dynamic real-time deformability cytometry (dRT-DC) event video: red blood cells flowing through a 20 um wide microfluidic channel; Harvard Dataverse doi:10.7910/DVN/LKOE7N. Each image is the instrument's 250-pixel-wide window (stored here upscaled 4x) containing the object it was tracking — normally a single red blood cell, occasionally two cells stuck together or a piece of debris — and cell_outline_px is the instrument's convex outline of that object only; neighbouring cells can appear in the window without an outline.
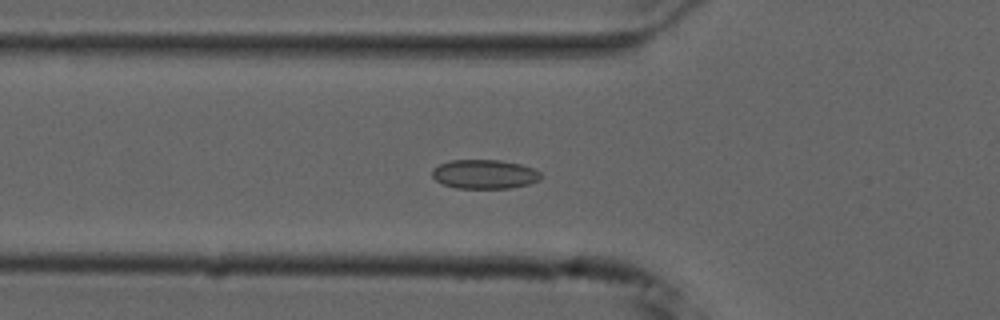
{"species": "common noctule bat (a hibernating species)", "species_latin": "Nyctalus noctula", "temperature_condition": "cold", "stored_images_in_passage": 55, "camera_frame_rate_fps": 3000, "um_per_image_px": 0.085, "animal": {"sex": "male", "forearm_length_mm": 52.5}, "frame": {"image": 1, "passage_image": 18, "time_ms": 5.667, "image_size_px": [1000, 320], "cell_outline_px": [[544, 176], [540, 180], [528, 184], [508, 188], [456, 188], [444, 184], [436, 180], [432, 176], [432, 168], [440, 164], [452, 160], [500, 160], [520, 164], [532, 168], [540, 172]], "centroid_in_image_um": [41.2, 14.8], "position_along_channel_um": 84.6, "area_um2": 18.44}}
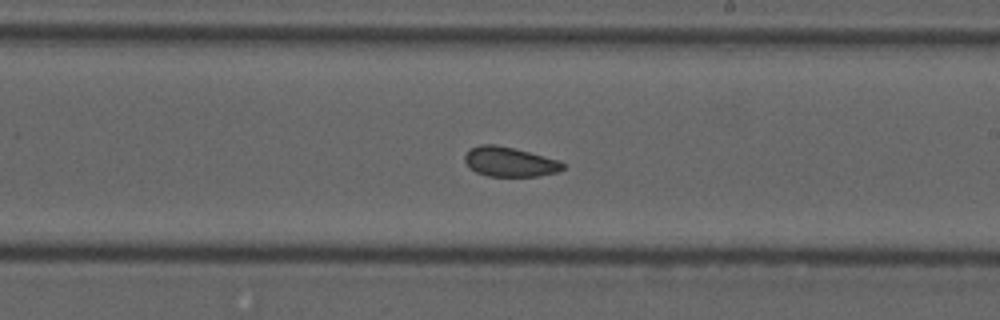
{"frame": {"image": 2, "passage_image": 31, "time_ms": 10.0, "image_size_px": [1000, 320], "cell_outline_px": [[564, 168], [560, 172], [536, 176], [488, 176], [476, 172], [468, 168], [464, 160], [464, 156], [468, 148], [480, 144], [492, 144], [512, 148], [560, 160], [564, 164]], "centroid_in_image_um": [43.29, 13.76], "position_along_channel_um": 245.7, "area_um2": 17.05}}
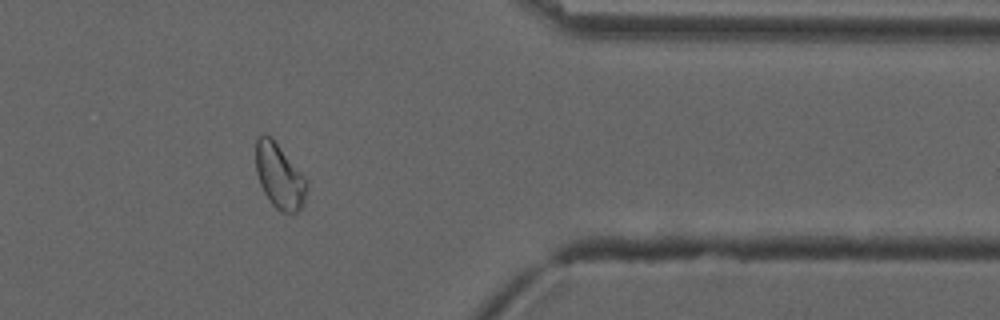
{"frame": {"image": 3, "passage_image": 44, "time_ms": 14.333, "image_size_px": [1000, 320], "cell_outline_px": [[308, 188], [304, 200], [300, 208], [296, 212], [280, 212], [272, 204], [264, 192], [260, 184], [256, 172], [256, 140], [260, 136], [268, 136], [276, 144], [308, 180]], "centroid_in_image_um": [23.76, 15.03], "position_along_channel_um": 387.6, "area_um2": 18.73}}